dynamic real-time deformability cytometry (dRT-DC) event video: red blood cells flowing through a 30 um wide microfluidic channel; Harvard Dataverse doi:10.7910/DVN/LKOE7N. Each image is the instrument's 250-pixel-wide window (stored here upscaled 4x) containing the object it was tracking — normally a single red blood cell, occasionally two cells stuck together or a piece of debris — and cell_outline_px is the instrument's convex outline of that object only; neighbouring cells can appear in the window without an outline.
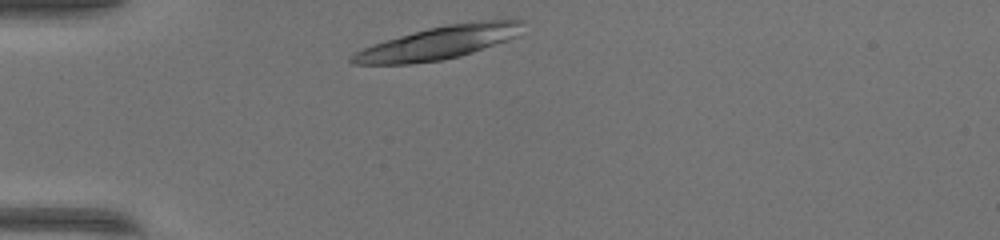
{"species": "common noctule bat (a hibernating species)", "species_latin": "Nyctalus noctula", "temperature_condition": "warm", "stored_images_in_passage": 36, "camera_frame_rate_fps": 3000, "um_per_image_px": 0.085, "animal": {"sex": "female", "body_mass_g": 17.0, "forearm_length_mm": 48.0}, "frame": {"image": 1, "passage_image": 1, "time_ms": 0.0, "image_size_px": [1000, 240], "cell_outline_px": [[524, 20], [516, 36], [472, 52], [460, 56], [440, 60], [408, 64], [352, 64], [348, 60], [348, 56], [372, 44], [428, 28], [448, 24], [488, 20]], "centroid_in_image_um": [37.2, 3.64], "position_along_channel_um": 47.8, "area_um2": 32.14}}